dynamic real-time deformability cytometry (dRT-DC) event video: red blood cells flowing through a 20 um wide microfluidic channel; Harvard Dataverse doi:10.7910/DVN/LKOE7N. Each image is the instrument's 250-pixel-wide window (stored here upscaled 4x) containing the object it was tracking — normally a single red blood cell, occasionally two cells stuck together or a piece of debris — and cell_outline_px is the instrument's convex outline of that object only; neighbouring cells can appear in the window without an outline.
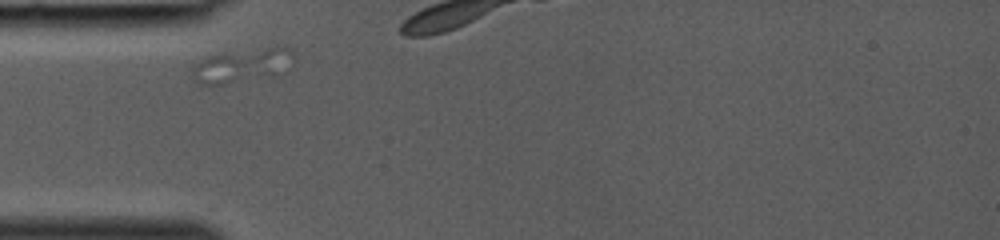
{"species": "common noctule bat (a hibernating species)", "species_latin": "Nyctalus noctula", "temperature_condition": "room temperature", "stored_images_in_passage": 5, "camera_frame_rate_fps": 3000, "um_per_image_px": 0.085, "animal": {"sex": "female", "body_mass_g": 19.0, "forearm_length_mm": 53.3}, "frame": {"image": 1, "passage_image": 2, "time_ms": 0.333, "image_size_px": [1000, 240], "cell_outline_px": [[292, 52], [272, 76], [220, 84], [200, 84], [196, 80], [188, 68], [192, 64], [208, 56], [268, 48], [288, 48]], "centroid_in_image_um": [20.32, 5.6], "position_along_channel_um": 64.7, "area_um2": 18.32}}